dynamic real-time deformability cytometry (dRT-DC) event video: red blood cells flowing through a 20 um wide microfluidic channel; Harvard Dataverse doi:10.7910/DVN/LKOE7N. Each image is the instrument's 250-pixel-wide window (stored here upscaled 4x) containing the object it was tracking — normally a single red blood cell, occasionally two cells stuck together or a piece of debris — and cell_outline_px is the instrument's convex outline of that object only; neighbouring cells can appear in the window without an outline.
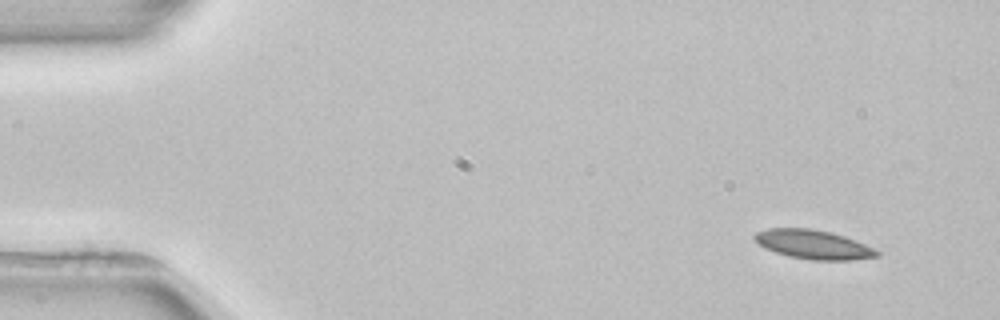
{"species": "common noctule bat (a hibernating species)", "species_latin": "Nyctalus noctula", "temperature_condition": "room temperature", "stored_images_in_passage": 4, "camera_frame_rate_fps": 3000, "um_per_image_px": 0.085, "animal": {"sex": "female", "body_mass_g": 22.7, "forearm_length_mm": 54.2}, "frame": {"image": 1, "passage_image": 1, "time_ms": 0.0, "image_size_px": [1000, 320], "cell_outline_px": [[880, 256], [852, 260], [812, 260], [788, 256], [764, 248], [752, 236], [756, 232], [768, 228], [812, 228], [844, 236], [864, 244], [880, 252]], "centroid_in_image_um": [69.11, 20.78], "position_along_channel_um": 15.9, "area_um2": 20.58}}
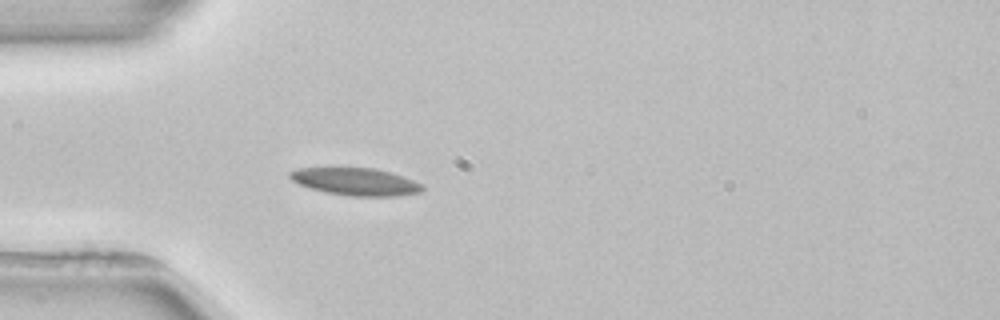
{"frame": {"image": 2, "passage_image": 4, "time_ms": 3.667, "image_size_px": [1000, 320], "cell_outline_px": [[424, 188], [420, 192], [396, 196], [352, 196], [328, 192], [312, 188], [300, 184], [292, 180], [288, 176], [288, 172], [300, 168], [372, 168], [404, 176], [424, 184]], "centroid_in_image_um": [30.27, 15.44], "position_along_channel_um": 54.7, "area_um2": 20.92}}